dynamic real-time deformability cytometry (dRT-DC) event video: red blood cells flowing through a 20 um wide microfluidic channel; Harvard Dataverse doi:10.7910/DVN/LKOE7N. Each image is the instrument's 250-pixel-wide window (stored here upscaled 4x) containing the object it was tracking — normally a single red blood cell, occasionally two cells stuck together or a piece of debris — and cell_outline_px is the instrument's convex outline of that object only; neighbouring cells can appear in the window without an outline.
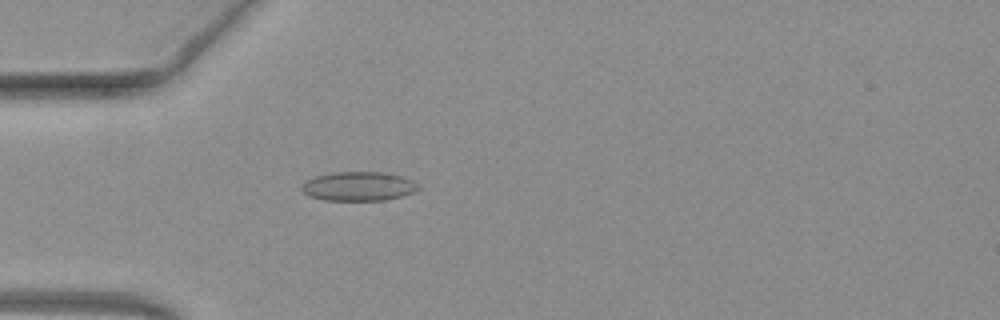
{"species": "common noctule bat (a hibernating species)", "species_latin": "Nyctalus noctula", "temperature_condition": "warm", "stored_images_in_passage": 51, "camera_frame_rate_fps": 3000, "um_per_image_px": 0.085, "animal": {"sex": "female", "body_mass_g": 19.3, "forearm_length_mm": 54.1}, "frame": {"image": 1, "passage_image": 15, "time_ms": 4.667, "image_size_px": [1000, 320], "cell_outline_px": [[420, 188], [412, 192], [400, 196], [384, 200], [324, 200], [308, 196], [300, 188], [300, 184], [316, 176], [332, 172], [384, 172], [400, 176], [412, 180]], "centroid_in_image_um": [30.42, 15.83], "position_along_channel_um": 54.6, "area_um2": 19.65}}
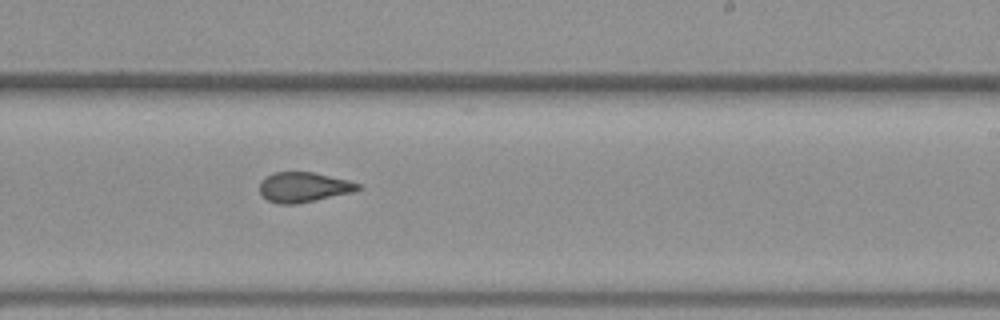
{"frame": {"image": 2, "passage_image": 31, "time_ms": 10.0, "image_size_px": [1000, 320], "cell_outline_px": [[360, 188], [352, 192], [296, 204], [280, 204], [268, 200], [260, 192], [260, 180], [264, 176], [272, 172], [312, 172], [348, 180], [360, 184]], "centroid_in_image_um": [25.76, 15.9], "position_along_channel_um": 263.2, "area_um2": 17.05}}
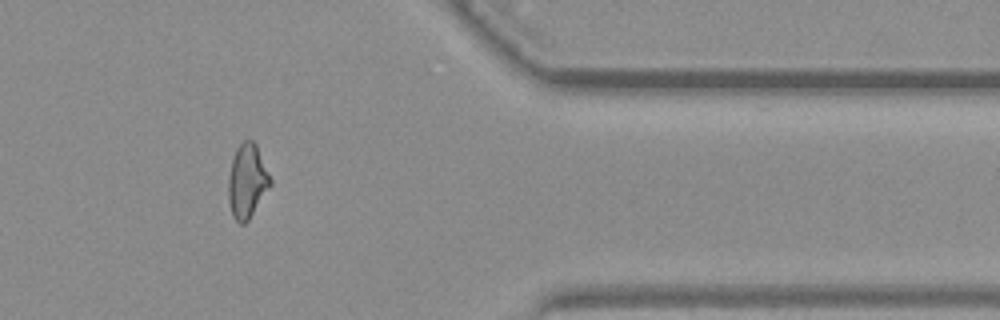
{"frame": {"image": 3, "passage_image": 42, "time_ms": 13.667, "image_size_px": [1000, 320], "cell_outline_px": [[272, 184], [248, 220], [244, 224], [240, 224], [232, 216], [228, 200], [228, 176], [232, 160], [236, 148], [244, 140], [252, 140], [256, 144], [272, 180]], "centroid_in_image_um": [21.0, 15.4], "position_along_channel_um": 390.4, "area_um2": 18.09}, "authors_computed_cell_mechanics": {"area_um2": 18.207, "velocity_mm_per_s": 4.0424, "shape_relaxation_time_tau1_ms": null, "shape_relaxation_time_tau2_ms": 1.548, "deformation_change_tau1": null, "deformation_change_tau2": 0.0894}}